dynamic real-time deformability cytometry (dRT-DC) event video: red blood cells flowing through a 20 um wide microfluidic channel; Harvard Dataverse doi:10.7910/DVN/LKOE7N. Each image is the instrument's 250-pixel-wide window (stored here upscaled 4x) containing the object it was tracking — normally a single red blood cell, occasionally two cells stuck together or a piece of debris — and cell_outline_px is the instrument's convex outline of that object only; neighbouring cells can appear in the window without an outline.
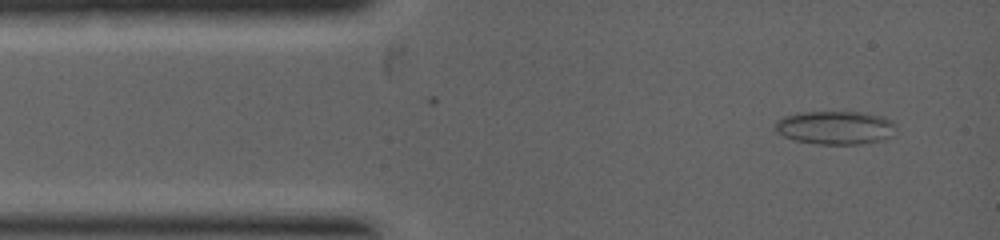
{"species": "common noctule bat (a hibernating species)", "species_latin": "Nyctalus noctula", "temperature_condition": "warm", "stored_images_in_passage": 2, "camera_frame_rate_fps": 5000, "um_per_image_px": 0.085, "animal": {"sex": "female", "body_mass_g": 19.0, "forearm_length_mm": 53.3}, "frame": {"image": 1, "passage_image": 2, "time_ms": 0.6, "image_size_px": [1000, 240], "cell_outline_px": [[896, 124], [892, 136], [884, 140], [856, 144], [820, 144], [796, 140], [784, 136], [776, 132], [772, 128], [784, 116], [800, 112], [860, 112], [880, 116], [892, 120]], "centroid_in_image_um": [71.01, 10.85], "position_along_channel_um": 14.0, "area_um2": 23.47}}